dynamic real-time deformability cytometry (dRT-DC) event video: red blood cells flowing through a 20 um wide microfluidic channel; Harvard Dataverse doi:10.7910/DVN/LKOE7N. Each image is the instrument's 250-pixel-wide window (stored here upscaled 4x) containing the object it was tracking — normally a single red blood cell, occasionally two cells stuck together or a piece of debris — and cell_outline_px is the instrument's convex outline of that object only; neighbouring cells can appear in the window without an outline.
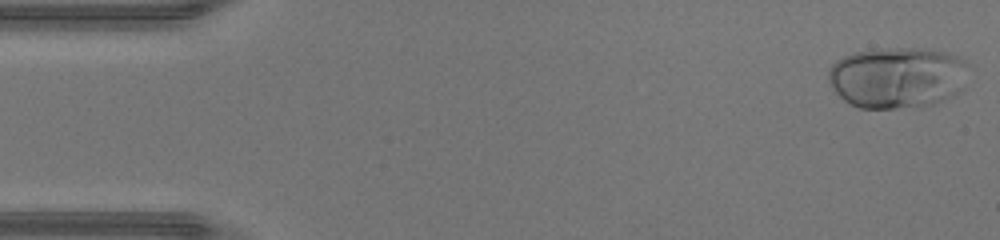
{"species": "human", "species_latin": "Homo sapiens", "temperature_condition": "warm", "stored_images_in_passage": 45, "camera_frame_rate_fps": 3000, "um_per_image_px": 0.085, "donor": {"sex": "male"}, "frame": {"image": 1, "passage_image": 1, "time_ms": 0.0, "image_size_px": [1000, 240], "cell_outline_px": [[968, 64], [964, 88], [956, 96], [936, 104], [920, 108], [860, 108], [848, 104], [836, 92], [828, 80], [828, 68], [836, 60], [844, 56], [856, 52], [888, 48], [932, 48], [948, 52], [964, 60]], "centroid_in_image_um": [76.33, 6.6], "position_along_channel_um": 8.7, "area_um2": 51.1}}
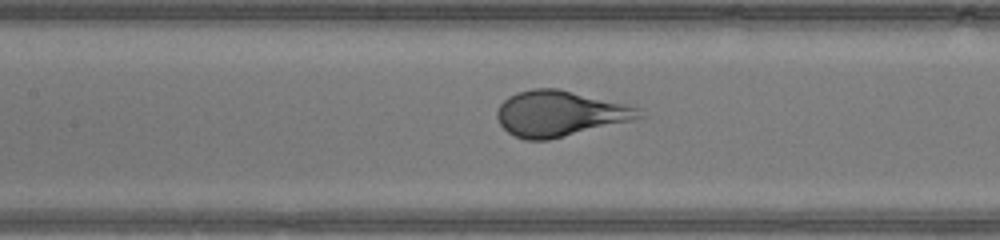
{"frame": {"image": 2, "passage_image": 20, "time_ms": 6.333, "image_size_px": [1000, 240], "cell_outline_px": [[644, 116], [632, 120], [548, 140], [524, 140], [508, 132], [500, 124], [496, 116], [496, 112], [500, 104], [508, 96], [516, 92], [532, 88], [560, 88], [628, 104], [640, 108]], "centroid_in_image_um": [47.57, 9.63], "position_along_channel_um": 159.8, "area_um2": 37.86}}
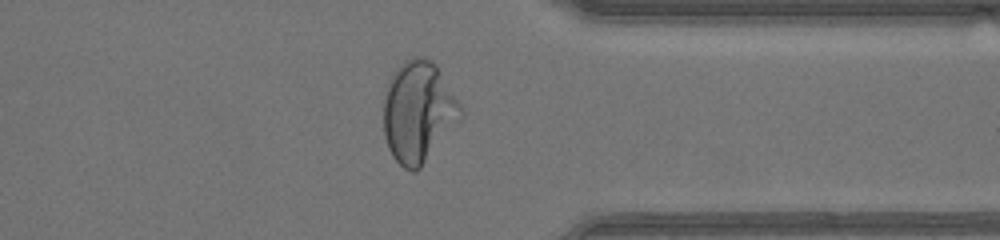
{"frame": {"image": 3, "passage_image": 35, "time_ms": 11.333, "image_size_px": [1000, 240], "cell_outline_px": [[464, 116], [420, 168], [416, 172], [412, 172], [404, 168], [392, 156], [388, 148], [384, 136], [384, 96], [388, 80], [392, 72], [404, 60], [416, 56], [424, 56], [432, 60], [436, 64], [464, 108]], "centroid_in_image_um": [35.57, 9.48], "position_along_channel_um": 375.8, "area_um2": 46.12}, "authors_computed_cell_mechanics": {"area_um2": 42.5408, "velocity_mm_per_s": 4.4635, "shape_relaxation_time_tau1_ms": 3.0296, "shape_relaxation_time_tau2_ms": null, "deformation_change_tau1": 0.2237, "deformation_change_tau2": null}}